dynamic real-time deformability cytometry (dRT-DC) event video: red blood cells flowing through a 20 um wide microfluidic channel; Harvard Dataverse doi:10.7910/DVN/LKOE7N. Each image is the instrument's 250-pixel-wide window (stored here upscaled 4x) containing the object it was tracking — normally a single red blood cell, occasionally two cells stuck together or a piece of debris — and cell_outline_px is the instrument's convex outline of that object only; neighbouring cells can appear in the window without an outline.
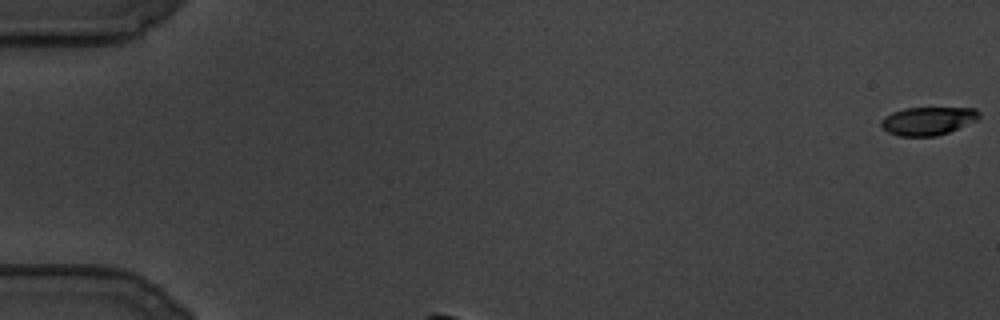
{"species": "common noctule bat (a hibernating species)", "species_latin": "Nyctalus noctula", "temperature_condition": "cold", "stored_images_in_passage": 78, "camera_frame_rate_fps": 3000, "um_per_image_px": 0.085, "animal": {"sex": "male", "body_mass_g": 19.5, "forearm_length_mm": 54.6}, "frame": {"image": 1, "passage_image": 1, "time_ms": 0.0, "image_size_px": [1000, 320], "cell_outline_px": [[980, 116], [976, 120], [948, 132], [936, 136], [900, 136], [888, 132], [880, 124], [880, 120], [884, 116], [892, 112], [904, 108], [976, 108], [980, 112]], "centroid_in_image_um": [78.85, 10.27], "position_along_channel_um": 6.2, "area_um2": 16.01}}
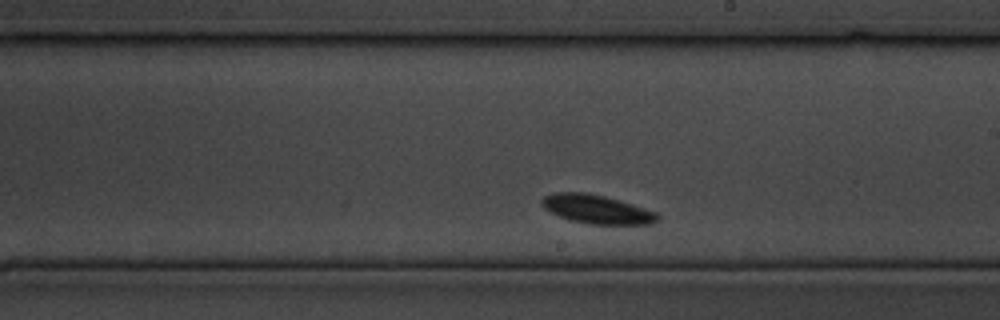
{"frame": {"image": 2, "passage_image": 46, "time_ms": 15.0, "image_size_px": [1000, 320], "cell_outline_px": [[660, 220], [652, 224], [588, 224], [568, 220], [544, 208], [540, 204], [540, 200], [544, 196], [552, 192], [588, 192], [604, 196], [632, 204], [656, 212], [660, 216]], "centroid_in_image_um": [50.71, 17.78], "position_along_channel_um": 238.3, "area_um2": 19.54}}
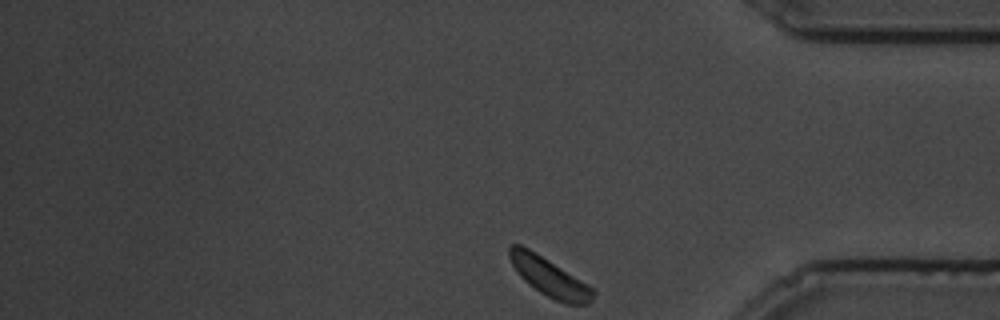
{"frame": {"image": 3, "passage_image": 78, "time_ms": 25.667, "image_size_px": [1000, 320], "cell_outline_px": [[596, 292], [592, 300], [588, 304], [568, 304], [556, 300], [540, 292], [528, 284], [520, 276], [512, 264], [508, 256], [508, 244], [520, 244], [536, 252], [588, 284]], "centroid_in_image_um": [46.68, 23.53], "position_along_channel_um": 388.5, "area_um2": 18.73}}